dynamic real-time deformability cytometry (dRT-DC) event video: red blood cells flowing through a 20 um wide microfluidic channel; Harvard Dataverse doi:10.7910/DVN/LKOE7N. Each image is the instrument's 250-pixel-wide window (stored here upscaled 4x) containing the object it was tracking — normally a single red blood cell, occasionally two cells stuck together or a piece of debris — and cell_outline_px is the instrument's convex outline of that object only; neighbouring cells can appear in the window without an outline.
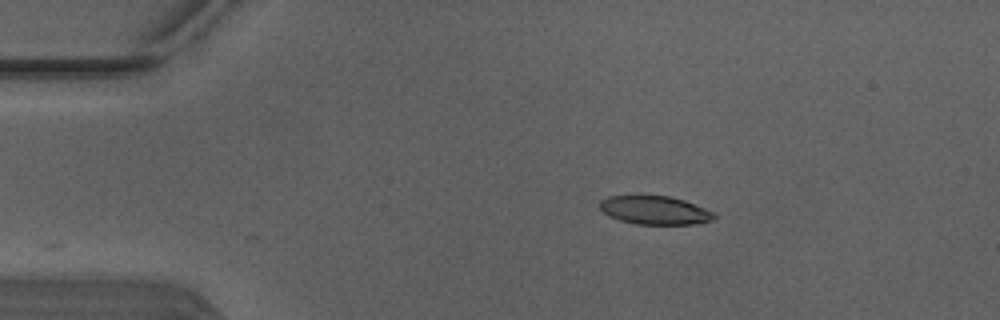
{"species": "Egyptian fruit bat (a non-hibernating species)", "species_latin": "Rousettus aegyptiacus", "temperature_condition": "warm", "stored_images_in_passage": 3, "camera_frame_rate_fps": 3000, "um_per_image_px": 0.085, "animal": {"sex": "male"}, "frame": {"image": 1, "passage_image": 3, "time_ms": 0.667, "image_size_px": [1000, 320], "cell_outline_px": [[716, 216], [712, 220], [692, 224], [636, 224], [620, 220], [608, 216], [600, 208], [600, 200], [608, 196], [668, 196], [684, 200], [716, 212]], "centroid_in_image_um": [55.67, 17.87], "position_along_channel_um": 29.3, "area_um2": 18.9}}